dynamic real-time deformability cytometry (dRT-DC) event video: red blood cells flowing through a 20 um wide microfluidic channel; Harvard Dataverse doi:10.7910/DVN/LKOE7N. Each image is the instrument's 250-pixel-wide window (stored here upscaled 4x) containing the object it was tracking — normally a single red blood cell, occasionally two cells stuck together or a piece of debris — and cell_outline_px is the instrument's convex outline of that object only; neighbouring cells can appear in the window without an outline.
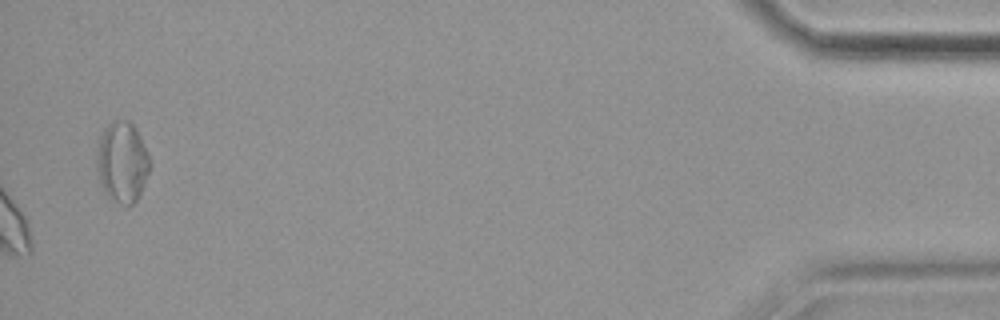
{"species": "common noctule bat (a hibernating species)", "species_latin": "Nyctalus noctula", "temperature_condition": "cold", "stored_images_in_passage": 59, "camera_frame_rate_fps": 3000, "um_per_image_px": 0.085, "animal": {"sex": "female", "body_mass_g": 19.9}, "frame": {"image": 1, "passage_image": 59, "time_ms": 19.333, "image_size_px": [1000, 320], "cell_outline_px": [[152, 164], [140, 196], [132, 204], [120, 204], [108, 196], [104, 192], [100, 184], [96, 164], [96, 148], [100, 136], [104, 128], [112, 120], [128, 120], [136, 128], [140, 136]], "centroid_in_image_um": [10.38, 13.77], "position_along_channel_um": 424.8, "area_um2": 25.32}, "authors_computed_cell_mechanics": {"area_um2": 19.2474, "velocity_mm_per_s": 3.5401, "shape_relaxation_time_tau1_ms": null, "shape_relaxation_time_tau2_ms": 1.7447, "deformation_change_tau1": null, "deformation_change_tau2": 0.0676}}